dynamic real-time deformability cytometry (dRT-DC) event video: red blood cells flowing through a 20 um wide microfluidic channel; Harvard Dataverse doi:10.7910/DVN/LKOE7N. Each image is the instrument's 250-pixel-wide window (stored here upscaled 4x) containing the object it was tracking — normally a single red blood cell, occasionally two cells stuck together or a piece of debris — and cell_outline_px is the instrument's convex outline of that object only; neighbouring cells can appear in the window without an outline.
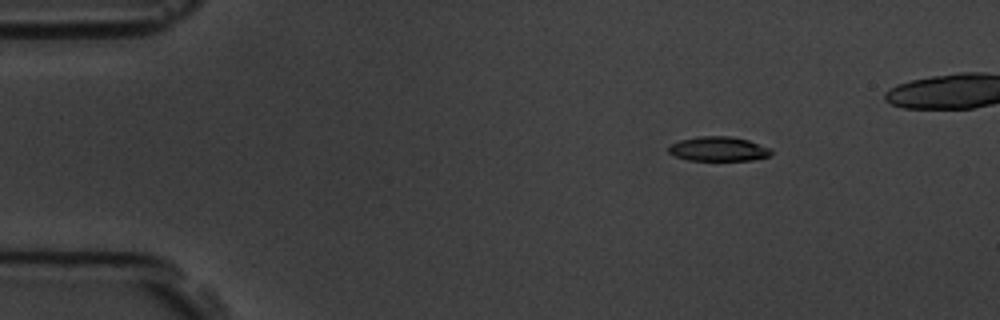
{"species": "common noctule bat (a hibernating species)", "species_latin": "Nyctalus noctula", "temperature_condition": "room temperature", "stored_images_in_passage": 5, "camera_frame_rate_fps": 3000, "um_per_image_px": 0.085, "animal": {"sex": "male", "body_mass_g": 19.5, "forearm_length_mm": 54.6}, "frame": {"image": 1, "passage_image": 2, "time_ms": 2.0, "image_size_px": [1000, 320], "cell_outline_px": [[772, 156], [752, 160], [688, 160], [676, 156], [668, 152], [668, 144], [680, 140], [700, 136], [732, 136], [748, 140], [772, 148]], "centroid_in_image_um": [61.09, 12.65], "position_along_channel_um": 23.9, "area_um2": 14.8}}